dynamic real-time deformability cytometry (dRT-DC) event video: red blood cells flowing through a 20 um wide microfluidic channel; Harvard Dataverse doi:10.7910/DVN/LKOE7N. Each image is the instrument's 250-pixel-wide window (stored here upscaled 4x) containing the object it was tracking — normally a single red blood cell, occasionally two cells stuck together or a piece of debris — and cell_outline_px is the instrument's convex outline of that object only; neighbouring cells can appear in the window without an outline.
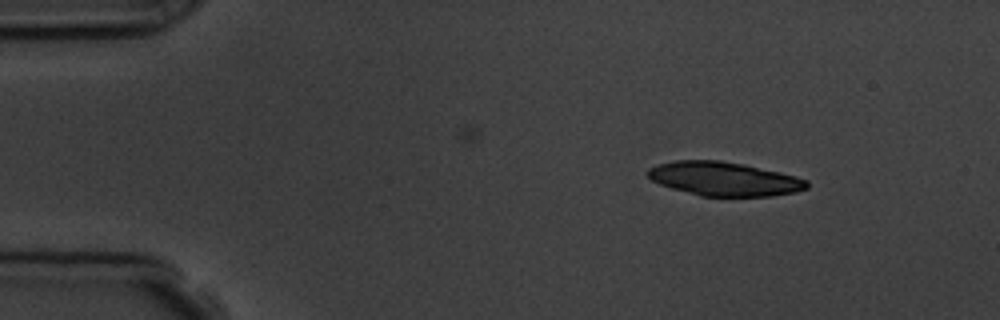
{"species": "common noctule bat (a hibernating species)", "species_latin": "Nyctalus noctula", "temperature_condition": "room temperature", "stored_images_in_passage": 3, "camera_frame_rate_fps": 3000, "um_per_image_px": 0.085, "animal": {"sex": "male", "body_mass_g": 19.5, "forearm_length_mm": 54.6}, "frame": {"image": 1, "passage_image": 1, "time_ms": 0.0, "image_size_px": [1000, 320], "cell_outline_px": [[808, 188], [796, 192], [772, 196], [700, 196], [672, 188], [660, 184], [652, 180], [648, 176], [648, 168], [656, 164], [676, 160], [720, 160], [744, 164], [780, 172], [796, 176], [808, 180]], "centroid_in_image_um": [61.57, 15.2], "position_along_channel_um": 23.4, "area_um2": 31.5}}